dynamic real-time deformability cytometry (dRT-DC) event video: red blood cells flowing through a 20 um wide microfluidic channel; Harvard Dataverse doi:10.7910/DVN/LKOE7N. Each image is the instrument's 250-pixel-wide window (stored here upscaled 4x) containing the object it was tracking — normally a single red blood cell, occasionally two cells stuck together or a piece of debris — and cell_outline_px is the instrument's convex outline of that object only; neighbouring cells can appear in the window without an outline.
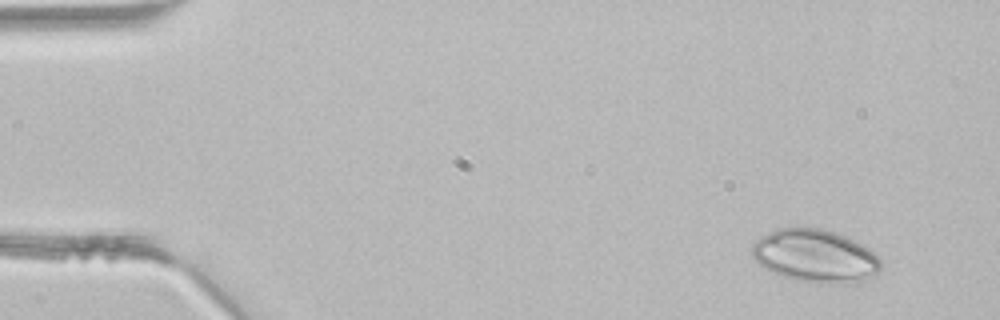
{"species": "common noctule bat (a hibernating species)", "species_latin": "Nyctalus noctula", "temperature_condition": "room temperature", "stored_images_in_passage": 4, "camera_frame_rate_fps": 3000, "um_per_image_px": 0.085, "animal": {"sex": "male", "body_mass_g": 21.5, "forearm_length_mm": 52.0}, "frame": {"image": 1, "passage_image": 1, "time_ms": 0.0, "image_size_px": [1000, 320], "cell_outline_px": [[880, 268], [876, 276], [872, 280], [856, 284], [820, 284], [796, 280], [772, 272], [764, 268], [752, 256], [752, 244], [760, 236], [776, 228], [820, 228], [836, 232], [868, 248], [880, 260]], "centroid_in_image_um": [69.32, 21.79], "position_along_channel_um": 15.7, "area_um2": 40.17}}